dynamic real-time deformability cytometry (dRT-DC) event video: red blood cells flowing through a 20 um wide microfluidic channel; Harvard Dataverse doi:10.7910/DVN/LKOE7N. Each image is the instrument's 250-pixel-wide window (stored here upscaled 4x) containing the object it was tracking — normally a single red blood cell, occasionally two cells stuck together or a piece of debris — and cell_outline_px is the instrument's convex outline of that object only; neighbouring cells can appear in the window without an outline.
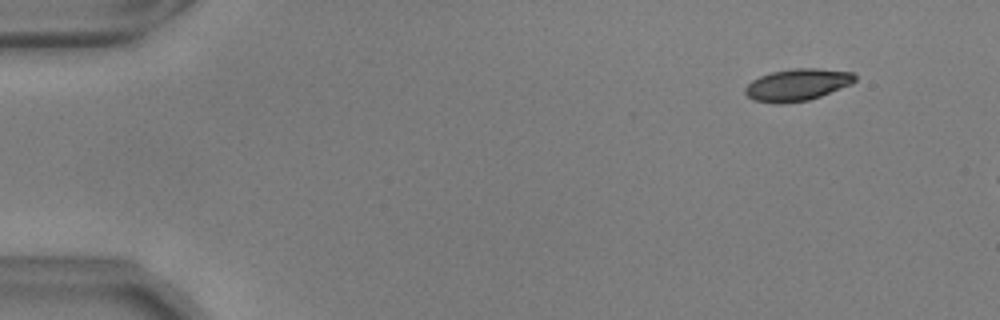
{"species": "common noctule bat (a hibernating species)", "species_latin": "Nyctalus noctula", "temperature_condition": "warm", "stored_images_in_passage": 9, "camera_frame_rate_fps": 3000, "um_per_image_px": 0.085, "animal": {"sex": "male", "body_mass_g": 17.9, "forearm_length_mm": 54.2}, "frame": {"image": 1, "passage_image": 1, "time_ms": 0.0, "image_size_px": [1000, 320], "cell_outline_px": [[856, 80], [852, 84], [820, 96], [808, 100], [780, 104], [776, 104], [752, 100], [744, 92], [744, 88], [752, 80], [760, 76], [772, 72], [792, 68], [816, 68], [852, 72], [856, 76]], "centroid_in_image_um": [67.75, 7.21], "position_along_channel_um": 17.2, "area_um2": 20.52}}